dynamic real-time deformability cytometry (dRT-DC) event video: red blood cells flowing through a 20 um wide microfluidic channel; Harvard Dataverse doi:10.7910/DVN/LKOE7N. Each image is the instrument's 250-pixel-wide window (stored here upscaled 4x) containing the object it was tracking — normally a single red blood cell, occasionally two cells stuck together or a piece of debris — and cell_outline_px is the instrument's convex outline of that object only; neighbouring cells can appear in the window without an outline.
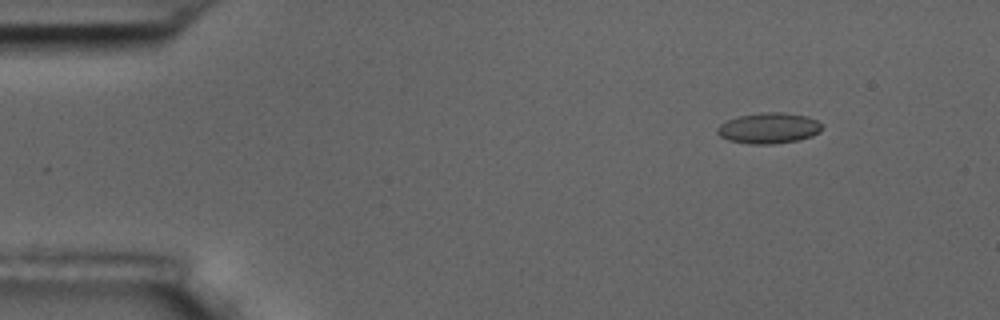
{"species": "common noctule bat (a hibernating species)", "species_latin": "Nyctalus noctula", "temperature_condition": "room temperature", "stored_images_in_passage": 4, "camera_frame_rate_fps": 3000, "um_per_image_px": 0.085, "animal": {"sex": "male", "body_mass_g": 17.5, "forearm_length_mm": 52.3}, "frame": {"image": 1, "passage_image": 2, "time_ms": 1.0, "image_size_px": [1000, 320], "cell_outline_px": [[820, 132], [812, 136], [796, 140], [772, 144], [748, 144], [728, 140], [720, 136], [716, 132], [716, 128], [720, 124], [728, 120], [740, 116], [764, 112], [784, 112], [808, 116], [816, 120], [820, 124]], "centroid_in_image_um": [65.32, 10.89], "position_along_channel_um": 19.7, "area_um2": 18.67}}
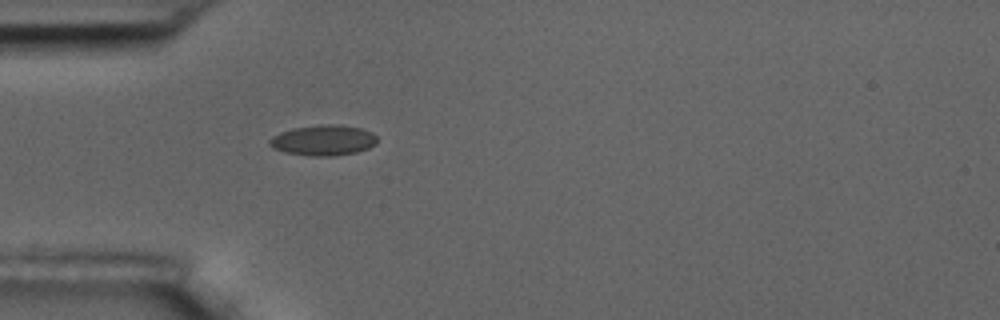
{"frame": {"image": 2, "passage_image": 4, "time_ms": 4.333, "image_size_px": [1000, 320], "cell_outline_px": [[376, 144], [368, 148], [356, 152], [332, 156], [312, 156], [284, 152], [272, 148], [268, 144], [268, 140], [272, 136], [280, 132], [292, 128], [320, 124], [340, 124], [360, 128], [372, 132], [376, 136]], "centroid_in_image_um": [27.45, 11.91], "position_along_channel_um": 57.5, "area_um2": 19.31}}